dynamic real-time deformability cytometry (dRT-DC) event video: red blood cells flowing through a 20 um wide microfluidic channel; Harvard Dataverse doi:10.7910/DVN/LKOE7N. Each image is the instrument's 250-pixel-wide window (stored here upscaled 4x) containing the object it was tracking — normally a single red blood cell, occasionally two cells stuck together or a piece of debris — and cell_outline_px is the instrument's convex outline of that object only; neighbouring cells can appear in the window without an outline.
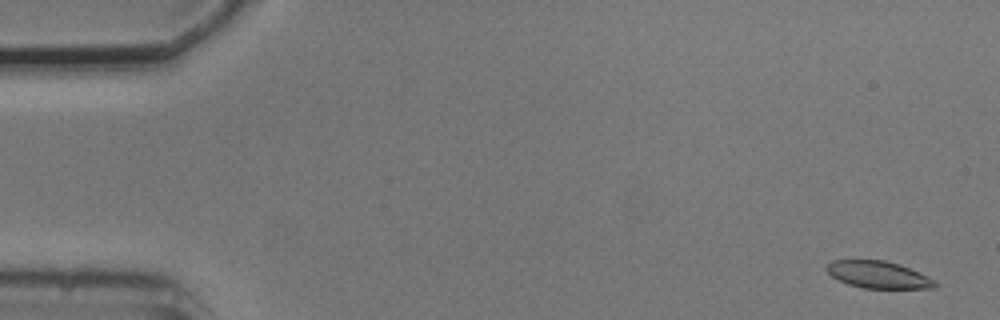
{"species": "common noctule bat (a hibernating species)", "species_latin": "Nyctalus noctula", "temperature_condition": "cold", "stored_images_in_passage": 6, "camera_frame_rate_fps": 3000, "um_per_image_px": 0.085, "animal": {"sex": "male", "body_mass_g": 20.5, "forearm_length_mm": 52.5}, "frame": {"image": 1, "passage_image": 1, "time_ms": 0.0, "image_size_px": [1000, 320], "cell_outline_px": [[940, 284], [936, 288], [864, 288], [848, 284], [832, 276], [824, 268], [832, 260], [884, 260], [900, 264]], "centroid_in_image_um": [74.62, 23.35], "position_along_channel_um": 10.4, "area_um2": 16.82}}